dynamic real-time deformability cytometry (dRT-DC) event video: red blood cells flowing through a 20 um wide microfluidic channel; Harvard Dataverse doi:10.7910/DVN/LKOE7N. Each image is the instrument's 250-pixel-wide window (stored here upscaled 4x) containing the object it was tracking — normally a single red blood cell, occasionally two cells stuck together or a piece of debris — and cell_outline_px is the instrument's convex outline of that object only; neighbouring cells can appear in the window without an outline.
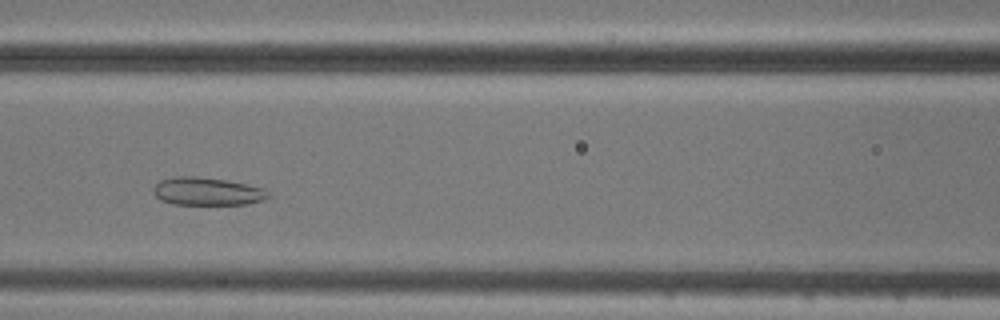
{"species": "common noctule bat (a hibernating species)", "species_latin": "Nyctalus noctula", "temperature_condition": "cold", "stored_images_in_passage": 7, "camera_frame_rate_fps": 3000, "um_per_image_px": 0.085, "animal": {"sex": "male", "body_mass_g": 20.5, "forearm_length_mm": 52.5}, "frame": {"image": 1, "passage_image": 6, "time_ms": 5.667, "image_size_px": [1000, 320], "cell_outline_px": [[272, 196], [264, 200], [248, 204], [172, 204], [160, 200], [152, 192], [152, 188], [160, 180], [176, 176], [196, 176], [224, 180], [264, 188]], "centroid_in_image_um": [17.59, 16.27], "position_along_channel_um": 149.0, "area_um2": 18.73}}
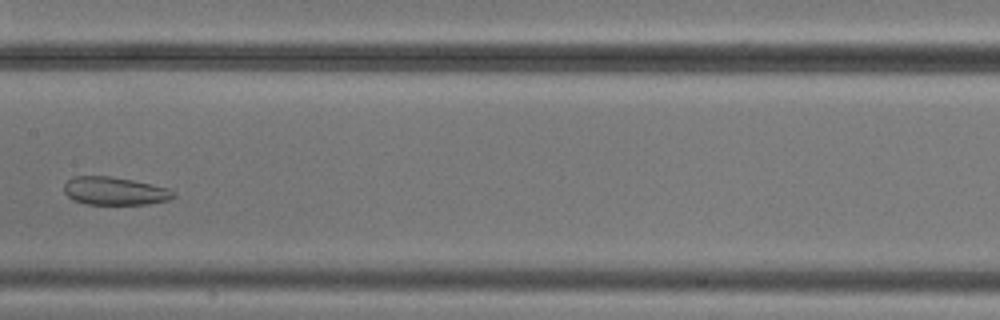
{"frame": {"image": 2, "passage_image": 7, "time_ms": 7.0, "image_size_px": [1000, 320], "cell_outline_px": [[176, 196], [168, 200], [148, 204], [84, 204], [72, 200], [64, 192], [64, 184], [72, 176], [108, 176], [132, 180], [152, 184], [168, 188], [176, 192]], "centroid_in_image_um": [9.74, 16.24], "position_along_channel_um": 197.7, "area_um2": 17.98}}